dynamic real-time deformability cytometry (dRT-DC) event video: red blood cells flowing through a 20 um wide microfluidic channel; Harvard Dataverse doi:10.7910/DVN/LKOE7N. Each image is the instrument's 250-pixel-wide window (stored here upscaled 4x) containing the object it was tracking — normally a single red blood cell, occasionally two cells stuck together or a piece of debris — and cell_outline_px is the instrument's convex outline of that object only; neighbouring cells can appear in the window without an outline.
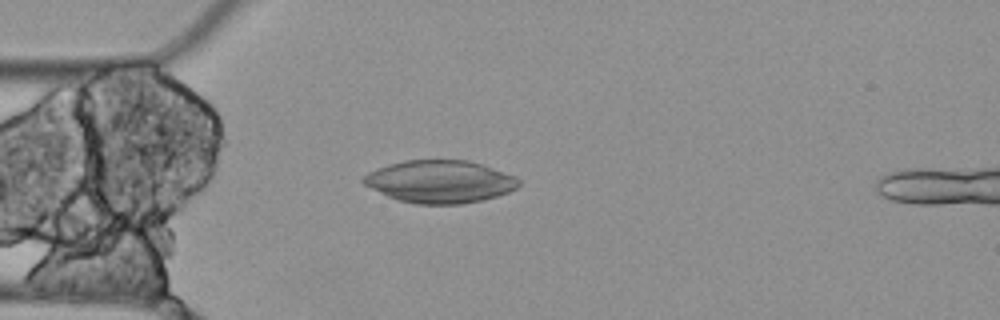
{"species": "Egyptian fruit bat (a non-hibernating species)", "species_latin": "Rousettus aegyptiacus", "temperature_condition": "cold", "stored_images_in_passage": 2, "camera_frame_rate_fps": 3000, "um_per_image_px": 0.085, "animal": {"sex": "female"}, "frame": {"image": 1, "passage_image": 2, "time_ms": 0.333, "image_size_px": [1000, 320], "cell_outline_px": [[520, 184], [516, 188], [508, 192], [484, 200], [460, 204], [416, 204], [400, 200], [388, 196], [364, 184], [360, 180], [368, 172], [376, 168], [388, 164], [404, 160], [468, 160], [484, 164], [516, 176], [520, 180]], "centroid_in_image_um": [37.41, 15.42], "position_along_channel_um": 47.6, "area_um2": 38.67}}